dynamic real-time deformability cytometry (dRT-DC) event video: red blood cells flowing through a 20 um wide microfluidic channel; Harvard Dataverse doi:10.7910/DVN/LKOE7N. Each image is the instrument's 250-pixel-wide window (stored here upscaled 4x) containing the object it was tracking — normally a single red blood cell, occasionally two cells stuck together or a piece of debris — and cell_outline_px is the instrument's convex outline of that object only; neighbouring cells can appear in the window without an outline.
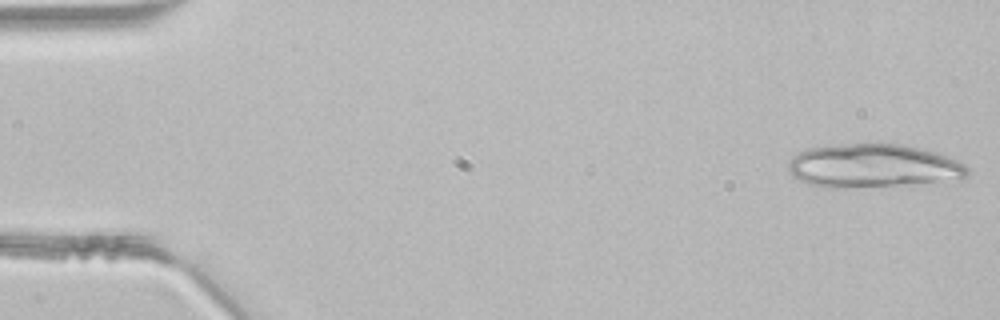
{"species": "common noctule bat (a hibernating species)", "species_latin": "Nyctalus noctula", "temperature_condition": "room temperature", "stored_images_in_passage": 19, "camera_frame_rate_fps": 3000, "um_per_image_px": 0.085, "animal": {"sex": "male", "body_mass_g": 21.5, "forearm_length_mm": 52.0}, "frame": {"image": 1, "passage_image": 1, "time_ms": 0.0, "image_size_px": [1000, 320], "cell_outline_px": [[968, 176], [960, 180], [836, 188], [832, 188], [808, 184], [792, 176], [788, 168], [788, 164], [792, 156], [808, 148], [836, 144], [900, 144], [920, 148], [948, 156], [964, 164], [968, 168]], "centroid_in_image_um": [74.2, 14.09], "position_along_channel_um": 10.8, "area_um2": 45.14}}